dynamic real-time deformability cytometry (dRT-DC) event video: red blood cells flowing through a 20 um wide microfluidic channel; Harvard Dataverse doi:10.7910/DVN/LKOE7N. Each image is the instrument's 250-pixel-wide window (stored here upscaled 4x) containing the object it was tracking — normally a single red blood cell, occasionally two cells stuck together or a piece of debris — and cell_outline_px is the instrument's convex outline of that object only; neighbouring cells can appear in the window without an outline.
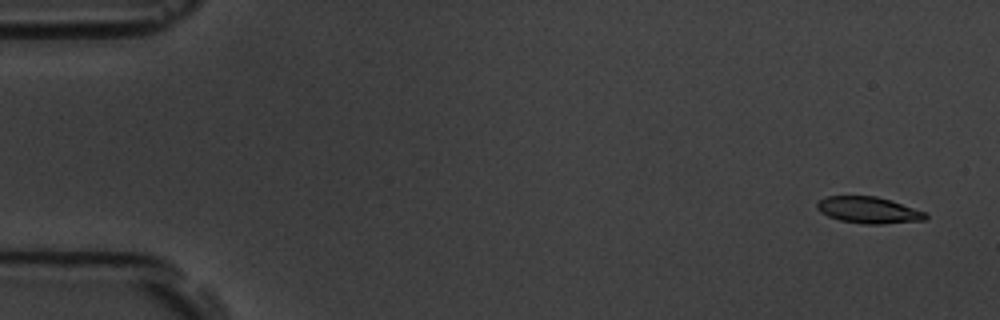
{"species": "common noctule bat (a hibernating species)", "species_latin": "Nyctalus noctula", "temperature_condition": "room temperature", "stored_images_in_passage": 5, "camera_frame_rate_fps": 3000, "um_per_image_px": 0.085, "animal": {"sex": "male", "body_mass_g": 19.5, "forearm_length_mm": 54.6}, "frame": {"image": 1, "passage_image": 1, "time_ms": 0.0, "image_size_px": [1000, 320], "cell_outline_px": [[928, 216], [924, 220], [884, 224], [864, 224], [840, 220], [828, 216], [820, 212], [816, 208], [816, 204], [820, 200], [828, 196], [876, 196], [892, 200], [924, 212]], "centroid_in_image_um": [73.81, 17.86], "position_along_channel_um": 11.2, "area_um2": 16.7}}
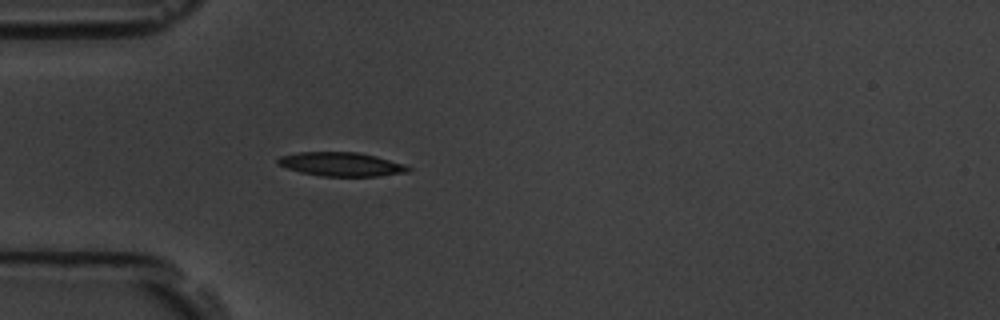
{"frame": {"image": 2, "passage_image": 5, "time_ms": 4.667, "image_size_px": [1000, 320], "cell_outline_px": [[412, 168], [408, 172], [376, 176], [320, 176], [300, 172], [276, 164], [276, 160], [280, 156], [296, 152], [356, 152], [376, 156], [404, 164]], "centroid_in_image_um": [28.97, 13.96], "position_along_channel_um": 56.0, "area_um2": 18.15}}